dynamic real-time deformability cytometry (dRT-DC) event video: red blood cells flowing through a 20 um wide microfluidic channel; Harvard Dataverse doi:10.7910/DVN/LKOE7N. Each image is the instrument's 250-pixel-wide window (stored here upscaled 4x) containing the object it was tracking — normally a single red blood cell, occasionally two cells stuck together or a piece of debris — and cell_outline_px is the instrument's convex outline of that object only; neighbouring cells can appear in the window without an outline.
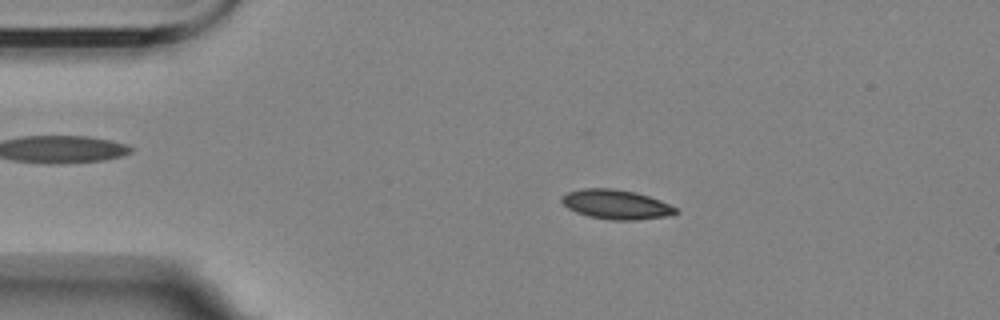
{"species": "Egyptian fruit bat (a non-hibernating species)", "species_latin": "Rousettus aegyptiacus", "temperature_condition": "room temperature", "stored_images_in_passage": 5, "camera_frame_rate_fps": 3000, "um_per_image_px": 0.085, "animal": {"sex": "female"}, "frame": {"image": 1, "passage_image": 3, "time_ms": 2.333, "image_size_px": [1000, 320], "cell_outline_px": [[676, 212], [668, 216], [636, 220], [612, 220], [588, 216], [576, 212], [568, 208], [560, 200], [560, 196], [568, 192], [580, 188], [612, 188], [636, 192], [660, 200], [676, 208]], "centroid_in_image_um": [52.32, 17.37], "position_along_channel_um": 32.7, "area_um2": 19.54}}